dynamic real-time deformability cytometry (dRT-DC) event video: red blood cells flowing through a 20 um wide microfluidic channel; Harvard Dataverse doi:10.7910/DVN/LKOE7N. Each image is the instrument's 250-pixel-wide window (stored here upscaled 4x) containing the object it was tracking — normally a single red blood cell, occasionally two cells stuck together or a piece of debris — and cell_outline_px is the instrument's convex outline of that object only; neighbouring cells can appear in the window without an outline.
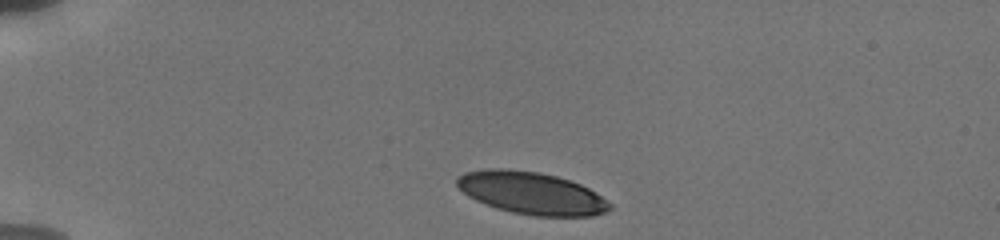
{"species": "human", "species_latin": "Homo sapiens", "temperature_condition": "cold", "stored_images_in_passage": 6, "camera_frame_rate_fps": 3000, "um_per_image_px": 0.085, "donor": {"sex": "male"}, "frame": {"image": 1, "passage_image": 1, "time_ms": 0.0, "image_size_px": [1000, 240], "cell_outline_px": [[612, 208], [604, 212], [592, 216], [536, 216], [512, 212], [496, 208], [476, 200], [468, 196], [456, 184], [456, 180], [464, 172], [488, 168], [504, 168], [540, 172], [556, 176], [580, 184], [596, 192], [612, 204]], "centroid_in_image_um": [45.18, 16.41], "position_along_channel_um": 39.8, "area_um2": 37.63}}
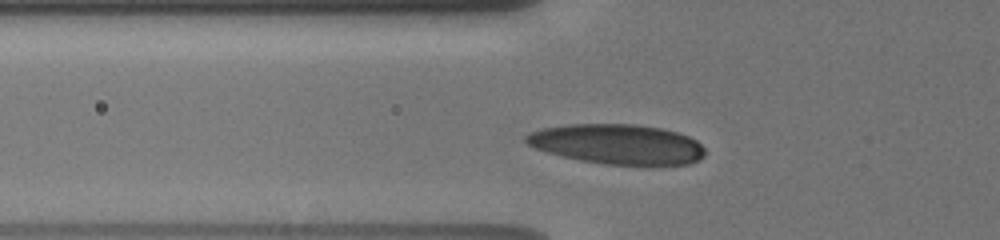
{"frame": {"image": 2, "passage_image": 4, "time_ms": 2.333, "image_size_px": [1000, 240], "cell_outline_px": [[704, 156], [700, 160], [688, 164], [608, 164], [580, 160], [548, 152], [536, 148], [528, 144], [524, 140], [524, 136], [532, 132], [544, 128], [568, 124], [636, 124], [660, 128], [676, 132], [688, 136], [696, 140], [704, 148]], "centroid_in_image_um": [52.49, 12.24], "position_along_channel_um": 73.3, "area_um2": 41.21}}
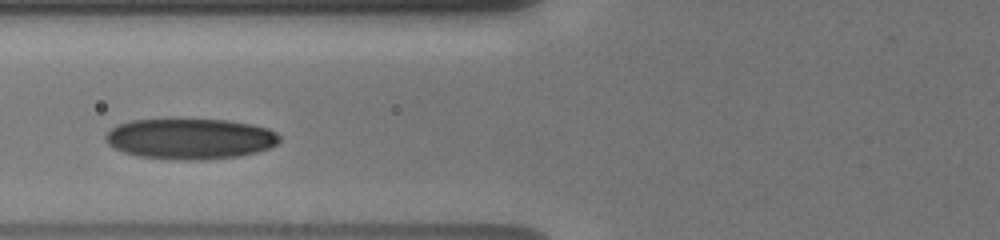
{"frame": {"image": 3, "passage_image": 5, "time_ms": 3.333, "image_size_px": [1000, 240], "cell_outline_px": [[280, 140], [276, 144], [268, 148], [256, 152], [240, 156], [200, 160], [180, 160], [136, 156], [124, 152], [108, 144], [104, 140], [104, 136], [112, 128], [120, 124], [132, 120], [168, 116], [228, 120], [252, 124], [268, 128], [276, 132], [280, 136]], "centroid_in_image_um": [16.14, 11.75], "position_along_channel_um": 109.7, "area_um2": 42.48}}